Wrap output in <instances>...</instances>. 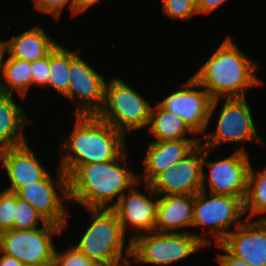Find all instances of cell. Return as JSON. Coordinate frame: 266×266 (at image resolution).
<instances>
[{
    "mask_svg": "<svg viewBox=\"0 0 266 266\" xmlns=\"http://www.w3.org/2000/svg\"><path fill=\"white\" fill-rule=\"evenodd\" d=\"M70 50L59 42L50 52V73L47 86L53 88L61 96L69 89Z\"/></svg>",
    "mask_w": 266,
    "mask_h": 266,
    "instance_id": "25",
    "label": "cell"
},
{
    "mask_svg": "<svg viewBox=\"0 0 266 266\" xmlns=\"http://www.w3.org/2000/svg\"><path fill=\"white\" fill-rule=\"evenodd\" d=\"M200 142V139L148 142L145 156L140 161L144 167L143 173L138 174V181L150 184L160 173L188 156Z\"/></svg>",
    "mask_w": 266,
    "mask_h": 266,
    "instance_id": "18",
    "label": "cell"
},
{
    "mask_svg": "<svg viewBox=\"0 0 266 266\" xmlns=\"http://www.w3.org/2000/svg\"><path fill=\"white\" fill-rule=\"evenodd\" d=\"M228 0H197L198 15L209 16L210 13L219 9Z\"/></svg>",
    "mask_w": 266,
    "mask_h": 266,
    "instance_id": "33",
    "label": "cell"
},
{
    "mask_svg": "<svg viewBox=\"0 0 266 266\" xmlns=\"http://www.w3.org/2000/svg\"><path fill=\"white\" fill-rule=\"evenodd\" d=\"M71 133L61 142L59 167L69 176L78 166L116 159L127 138L96 115H74Z\"/></svg>",
    "mask_w": 266,
    "mask_h": 266,
    "instance_id": "3",
    "label": "cell"
},
{
    "mask_svg": "<svg viewBox=\"0 0 266 266\" xmlns=\"http://www.w3.org/2000/svg\"><path fill=\"white\" fill-rule=\"evenodd\" d=\"M31 72V62L8 57L4 53L0 67V92L13 96L17 93L23 101L32 88Z\"/></svg>",
    "mask_w": 266,
    "mask_h": 266,
    "instance_id": "23",
    "label": "cell"
},
{
    "mask_svg": "<svg viewBox=\"0 0 266 266\" xmlns=\"http://www.w3.org/2000/svg\"><path fill=\"white\" fill-rule=\"evenodd\" d=\"M16 215V193L0 190V234L12 230Z\"/></svg>",
    "mask_w": 266,
    "mask_h": 266,
    "instance_id": "28",
    "label": "cell"
},
{
    "mask_svg": "<svg viewBox=\"0 0 266 266\" xmlns=\"http://www.w3.org/2000/svg\"><path fill=\"white\" fill-rule=\"evenodd\" d=\"M32 86L38 85L46 88L50 73V53L45 58L31 62Z\"/></svg>",
    "mask_w": 266,
    "mask_h": 266,
    "instance_id": "31",
    "label": "cell"
},
{
    "mask_svg": "<svg viewBox=\"0 0 266 266\" xmlns=\"http://www.w3.org/2000/svg\"><path fill=\"white\" fill-rule=\"evenodd\" d=\"M154 105L146 129L147 133L151 134L153 139H155L151 141L200 139V136H197L175 113L162 109L157 103ZM187 134L191 135V137Z\"/></svg>",
    "mask_w": 266,
    "mask_h": 266,
    "instance_id": "22",
    "label": "cell"
},
{
    "mask_svg": "<svg viewBox=\"0 0 266 266\" xmlns=\"http://www.w3.org/2000/svg\"><path fill=\"white\" fill-rule=\"evenodd\" d=\"M176 91L156 102L162 109L175 113L196 134H205L213 114H216L218 99L212 100L207 90L192 76Z\"/></svg>",
    "mask_w": 266,
    "mask_h": 266,
    "instance_id": "10",
    "label": "cell"
},
{
    "mask_svg": "<svg viewBox=\"0 0 266 266\" xmlns=\"http://www.w3.org/2000/svg\"><path fill=\"white\" fill-rule=\"evenodd\" d=\"M41 25L33 26L4 40V53L15 59L34 62L45 58L58 44Z\"/></svg>",
    "mask_w": 266,
    "mask_h": 266,
    "instance_id": "21",
    "label": "cell"
},
{
    "mask_svg": "<svg viewBox=\"0 0 266 266\" xmlns=\"http://www.w3.org/2000/svg\"><path fill=\"white\" fill-rule=\"evenodd\" d=\"M101 0H73L72 1V17H77L81 13H85L93 5L99 4Z\"/></svg>",
    "mask_w": 266,
    "mask_h": 266,
    "instance_id": "34",
    "label": "cell"
},
{
    "mask_svg": "<svg viewBox=\"0 0 266 266\" xmlns=\"http://www.w3.org/2000/svg\"><path fill=\"white\" fill-rule=\"evenodd\" d=\"M82 48L70 50L69 89L64 95L76 107L73 115H96L103 106L105 76L81 57Z\"/></svg>",
    "mask_w": 266,
    "mask_h": 266,
    "instance_id": "12",
    "label": "cell"
},
{
    "mask_svg": "<svg viewBox=\"0 0 266 266\" xmlns=\"http://www.w3.org/2000/svg\"><path fill=\"white\" fill-rule=\"evenodd\" d=\"M204 247L206 246L191 232L152 231L141 234L131 241V264L172 266L171 264L190 258Z\"/></svg>",
    "mask_w": 266,
    "mask_h": 266,
    "instance_id": "7",
    "label": "cell"
},
{
    "mask_svg": "<svg viewBox=\"0 0 266 266\" xmlns=\"http://www.w3.org/2000/svg\"><path fill=\"white\" fill-rule=\"evenodd\" d=\"M85 210L92 221L74 246L99 266L130 264L131 241L126 240L117 213L113 209Z\"/></svg>",
    "mask_w": 266,
    "mask_h": 266,
    "instance_id": "4",
    "label": "cell"
},
{
    "mask_svg": "<svg viewBox=\"0 0 266 266\" xmlns=\"http://www.w3.org/2000/svg\"><path fill=\"white\" fill-rule=\"evenodd\" d=\"M73 0H33L36 11L59 19L64 8H68L72 15Z\"/></svg>",
    "mask_w": 266,
    "mask_h": 266,
    "instance_id": "30",
    "label": "cell"
},
{
    "mask_svg": "<svg viewBox=\"0 0 266 266\" xmlns=\"http://www.w3.org/2000/svg\"><path fill=\"white\" fill-rule=\"evenodd\" d=\"M144 184V192L138 188L141 182L135 183L119 199L113 208L117 213L124 234L133 231L128 240L132 241L137 236L154 231L156 224V213L158 195L152 190L150 184Z\"/></svg>",
    "mask_w": 266,
    "mask_h": 266,
    "instance_id": "14",
    "label": "cell"
},
{
    "mask_svg": "<svg viewBox=\"0 0 266 266\" xmlns=\"http://www.w3.org/2000/svg\"><path fill=\"white\" fill-rule=\"evenodd\" d=\"M252 166L251 164L244 201L245 218L254 220L259 216V220H266V166L261 170H255Z\"/></svg>",
    "mask_w": 266,
    "mask_h": 266,
    "instance_id": "24",
    "label": "cell"
},
{
    "mask_svg": "<svg viewBox=\"0 0 266 266\" xmlns=\"http://www.w3.org/2000/svg\"><path fill=\"white\" fill-rule=\"evenodd\" d=\"M57 171L56 178L49 173L43 180L22 187L17 195L28 202L47 222L66 229L70 215L67 210L69 208L65 207L67 203L70 205L68 176L59 166Z\"/></svg>",
    "mask_w": 266,
    "mask_h": 266,
    "instance_id": "13",
    "label": "cell"
},
{
    "mask_svg": "<svg viewBox=\"0 0 266 266\" xmlns=\"http://www.w3.org/2000/svg\"><path fill=\"white\" fill-rule=\"evenodd\" d=\"M47 221L25 200L16 193V215L14 230H33L44 226Z\"/></svg>",
    "mask_w": 266,
    "mask_h": 266,
    "instance_id": "26",
    "label": "cell"
},
{
    "mask_svg": "<svg viewBox=\"0 0 266 266\" xmlns=\"http://www.w3.org/2000/svg\"><path fill=\"white\" fill-rule=\"evenodd\" d=\"M34 152L27 142L0 153V164L9 180L5 190L17 193L22 187L43 180L50 173Z\"/></svg>",
    "mask_w": 266,
    "mask_h": 266,
    "instance_id": "16",
    "label": "cell"
},
{
    "mask_svg": "<svg viewBox=\"0 0 266 266\" xmlns=\"http://www.w3.org/2000/svg\"><path fill=\"white\" fill-rule=\"evenodd\" d=\"M24 266H53V264H29Z\"/></svg>",
    "mask_w": 266,
    "mask_h": 266,
    "instance_id": "37",
    "label": "cell"
},
{
    "mask_svg": "<svg viewBox=\"0 0 266 266\" xmlns=\"http://www.w3.org/2000/svg\"><path fill=\"white\" fill-rule=\"evenodd\" d=\"M53 266H99L84 253L80 252L74 245L60 252L55 247Z\"/></svg>",
    "mask_w": 266,
    "mask_h": 266,
    "instance_id": "29",
    "label": "cell"
},
{
    "mask_svg": "<svg viewBox=\"0 0 266 266\" xmlns=\"http://www.w3.org/2000/svg\"><path fill=\"white\" fill-rule=\"evenodd\" d=\"M203 146L199 144L172 168L160 173L151 183L158 196L197 194L202 188Z\"/></svg>",
    "mask_w": 266,
    "mask_h": 266,
    "instance_id": "15",
    "label": "cell"
},
{
    "mask_svg": "<svg viewBox=\"0 0 266 266\" xmlns=\"http://www.w3.org/2000/svg\"><path fill=\"white\" fill-rule=\"evenodd\" d=\"M162 12L169 19L188 21L197 16V0H162Z\"/></svg>",
    "mask_w": 266,
    "mask_h": 266,
    "instance_id": "27",
    "label": "cell"
},
{
    "mask_svg": "<svg viewBox=\"0 0 266 266\" xmlns=\"http://www.w3.org/2000/svg\"><path fill=\"white\" fill-rule=\"evenodd\" d=\"M0 266H24L14 257H10L0 252Z\"/></svg>",
    "mask_w": 266,
    "mask_h": 266,
    "instance_id": "35",
    "label": "cell"
},
{
    "mask_svg": "<svg viewBox=\"0 0 266 266\" xmlns=\"http://www.w3.org/2000/svg\"><path fill=\"white\" fill-rule=\"evenodd\" d=\"M3 54H4V40H0V67H1Z\"/></svg>",
    "mask_w": 266,
    "mask_h": 266,
    "instance_id": "36",
    "label": "cell"
},
{
    "mask_svg": "<svg viewBox=\"0 0 266 266\" xmlns=\"http://www.w3.org/2000/svg\"><path fill=\"white\" fill-rule=\"evenodd\" d=\"M246 147L240 146L217 161L207 160L210 149L203 147L202 188L211 194L228 195L245 201L251 160ZM208 172L204 170L206 167ZM207 183V185H206Z\"/></svg>",
    "mask_w": 266,
    "mask_h": 266,
    "instance_id": "9",
    "label": "cell"
},
{
    "mask_svg": "<svg viewBox=\"0 0 266 266\" xmlns=\"http://www.w3.org/2000/svg\"><path fill=\"white\" fill-rule=\"evenodd\" d=\"M218 101L222 105H220V110L218 109L216 129L206 131L200 138V144L203 147L212 151L224 143H238L241 145L244 142H255L260 145L263 144V140L260 134L257 133V128H255L253 111H251L246 97L224 98V100L221 98Z\"/></svg>",
    "mask_w": 266,
    "mask_h": 266,
    "instance_id": "8",
    "label": "cell"
},
{
    "mask_svg": "<svg viewBox=\"0 0 266 266\" xmlns=\"http://www.w3.org/2000/svg\"><path fill=\"white\" fill-rule=\"evenodd\" d=\"M213 247L222 249V253H218L216 261L220 266H246V262L233 254H231L221 243L213 244Z\"/></svg>",
    "mask_w": 266,
    "mask_h": 266,
    "instance_id": "32",
    "label": "cell"
},
{
    "mask_svg": "<svg viewBox=\"0 0 266 266\" xmlns=\"http://www.w3.org/2000/svg\"><path fill=\"white\" fill-rule=\"evenodd\" d=\"M221 244L251 266H266V220L246 219Z\"/></svg>",
    "mask_w": 266,
    "mask_h": 266,
    "instance_id": "17",
    "label": "cell"
},
{
    "mask_svg": "<svg viewBox=\"0 0 266 266\" xmlns=\"http://www.w3.org/2000/svg\"><path fill=\"white\" fill-rule=\"evenodd\" d=\"M64 228L47 222L33 230H9L0 234V252L16 258L23 265L53 264L54 236Z\"/></svg>",
    "mask_w": 266,
    "mask_h": 266,
    "instance_id": "11",
    "label": "cell"
},
{
    "mask_svg": "<svg viewBox=\"0 0 266 266\" xmlns=\"http://www.w3.org/2000/svg\"><path fill=\"white\" fill-rule=\"evenodd\" d=\"M106 81L104 102L96 114L127 139L132 132L147 129L153 104L120 77Z\"/></svg>",
    "mask_w": 266,
    "mask_h": 266,
    "instance_id": "5",
    "label": "cell"
},
{
    "mask_svg": "<svg viewBox=\"0 0 266 266\" xmlns=\"http://www.w3.org/2000/svg\"><path fill=\"white\" fill-rule=\"evenodd\" d=\"M244 215L242 199L200 190L195 194L192 229L199 227L203 232L200 234L195 230L192 233L208 249L213 243H221L233 230L231 227L235 229L240 226L246 220V218H242L245 217ZM207 235L211 238H208Z\"/></svg>",
    "mask_w": 266,
    "mask_h": 266,
    "instance_id": "6",
    "label": "cell"
},
{
    "mask_svg": "<svg viewBox=\"0 0 266 266\" xmlns=\"http://www.w3.org/2000/svg\"><path fill=\"white\" fill-rule=\"evenodd\" d=\"M194 202L195 194L158 196L154 231L187 233L189 228L192 230Z\"/></svg>",
    "mask_w": 266,
    "mask_h": 266,
    "instance_id": "19",
    "label": "cell"
},
{
    "mask_svg": "<svg viewBox=\"0 0 266 266\" xmlns=\"http://www.w3.org/2000/svg\"><path fill=\"white\" fill-rule=\"evenodd\" d=\"M128 152L126 148L114 160L78 166L68 176L70 204L85 209H113L120 197L138 182V174L127 160Z\"/></svg>",
    "mask_w": 266,
    "mask_h": 266,
    "instance_id": "1",
    "label": "cell"
},
{
    "mask_svg": "<svg viewBox=\"0 0 266 266\" xmlns=\"http://www.w3.org/2000/svg\"><path fill=\"white\" fill-rule=\"evenodd\" d=\"M260 67L258 61L246 55L231 35H227L192 77L207 90L212 100L243 98L247 90L264 84L256 75Z\"/></svg>",
    "mask_w": 266,
    "mask_h": 266,
    "instance_id": "2",
    "label": "cell"
},
{
    "mask_svg": "<svg viewBox=\"0 0 266 266\" xmlns=\"http://www.w3.org/2000/svg\"><path fill=\"white\" fill-rule=\"evenodd\" d=\"M26 107L18 105L13 95L0 92V153L27 143V137L23 129L33 123Z\"/></svg>",
    "mask_w": 266,
    "mask_h": 266,
    "instance_id": "20",
    "label": "cell"
}]
</instances>
